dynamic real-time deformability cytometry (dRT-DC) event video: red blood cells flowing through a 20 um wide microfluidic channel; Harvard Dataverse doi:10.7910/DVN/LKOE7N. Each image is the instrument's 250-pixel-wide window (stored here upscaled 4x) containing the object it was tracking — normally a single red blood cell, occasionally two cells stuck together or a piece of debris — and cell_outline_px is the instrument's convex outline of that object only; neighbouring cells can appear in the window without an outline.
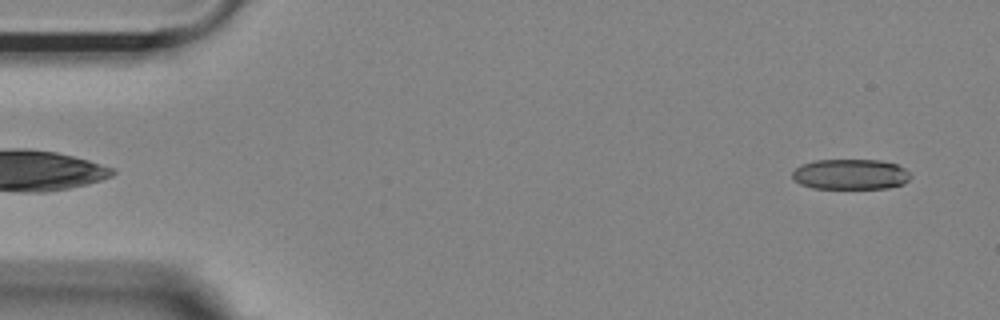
{"species": "Egyptian fruit bat (a non-hibernating species)", "species_latin": "Rousettus aegyptiacus", "temperature_condition": "room temperature", "stored_images_in_passage": 8, "camera_frame_rate_fps": 3000, "um_per_image_px": 0.085, "animal": {"sex": "female"}, "frame": {"image": 1, "passage_image": 3, "time_ms": 0.667, "image_size_px": [1000, 320], "cell_outline_px": [[912, 176], [904, 184], [888, 188], [812, 188], [800, 184], [792, 176], [792, 172], [800, 164], [812, 160], [880, 160], [896, 164], [904, 168]], "centroid_in_image_um": [72.29, 14.81], "position_along_channel_um": 12.7, "area_um2": 21.04}}